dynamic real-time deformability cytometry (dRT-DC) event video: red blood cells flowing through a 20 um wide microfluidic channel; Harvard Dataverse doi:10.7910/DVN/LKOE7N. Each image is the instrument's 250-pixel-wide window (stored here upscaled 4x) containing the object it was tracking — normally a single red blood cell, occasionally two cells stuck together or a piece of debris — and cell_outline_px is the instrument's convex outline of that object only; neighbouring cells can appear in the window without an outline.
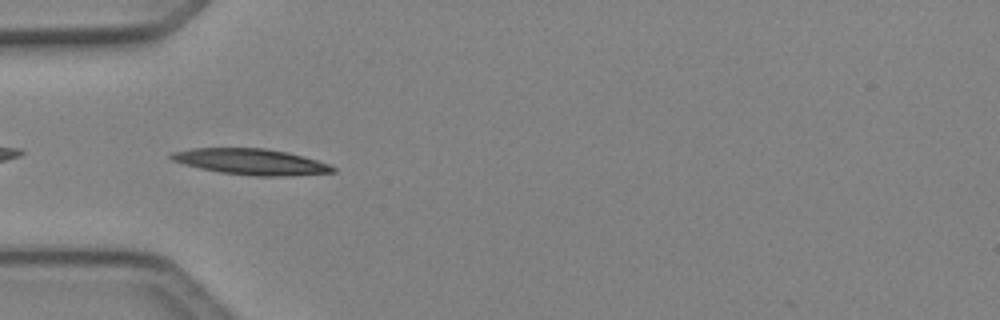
{"species": "Egyptian fruit bat (a non-hibernating species)", "species_latin": "Rousettus aegyptiacus", "temperature_condition": "cold", "stored_images_in_passage": 7, "camera_frame_rate_fps": 3000, "um_per_image_px": 0.085, "animal": {"sex": "female"}, "frame": {"image": 1, "passage_image": 7, "time_ms": 2.0, "image_size_px": [1000, 320], "cell_outline_px": [[336, 172], [288, 176], [256, 176], [220, 172], [200, 168], [184, 164], [172, 160], [168, 156], [172, 152], [192, 148], [264, 148], [288, 152], [304, 156], [328, 164], [336, 168]], "centroid_in_image_um": [21.35, 13.74], "position_along_channel_um": 63.7, "area_um2": 24.39}}